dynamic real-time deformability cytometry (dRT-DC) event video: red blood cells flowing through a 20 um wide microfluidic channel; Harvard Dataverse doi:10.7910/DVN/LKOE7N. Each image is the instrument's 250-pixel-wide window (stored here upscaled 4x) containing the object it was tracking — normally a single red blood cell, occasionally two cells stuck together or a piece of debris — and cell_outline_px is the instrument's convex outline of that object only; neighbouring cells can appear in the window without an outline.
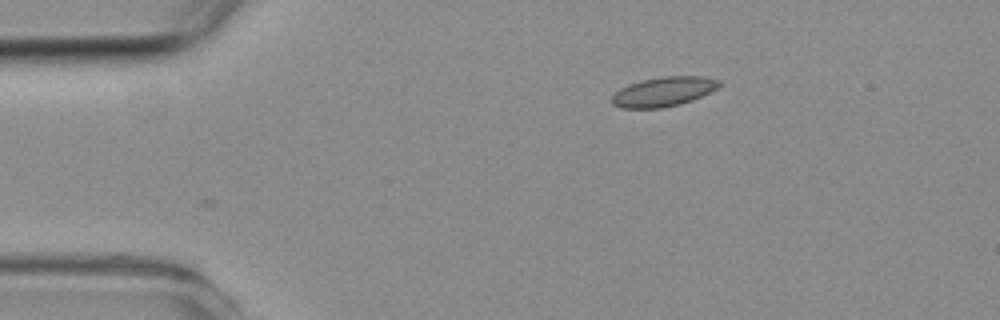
{"species": "common noctule bat (a hibernating species)", "species_latin": "Nyctalus noctula", "temperature_condition": "room temperature", "stored_images_in_passage": 5, "camera_frame_rate_fps": 3000, "um_per_image_px": 0.085, "animal": {"sex": "female", "body_mass_g": 19.3, "forearm_length_mm": 54.1}, "frame": {"image": 1, "passage_image": 1, "time_ms": 0.0, "image_size_px": [1000, 320], "cell_outline_px": [[724, 84], [692, 100], [680, 104], [664, 108], [620, 108], [612, 104], [612, 96], [620, 88], [628, 84], [644, 80], [664, 76], [704, 76], [720, 80]], "centroid_in_image_um": [56.41, 7.79], "position_along_channel_um": 28.6, "area_um2": 18.44}}
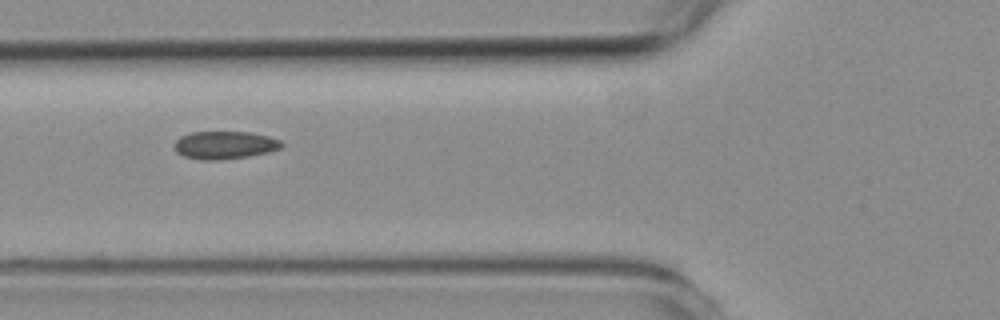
{"frame": {"image": 2, "passage_image": 4, "time_ms": 3.333, "image_size_px": [1000, 320], "cell_outline_px": [[284, 144], [280, 148], [268, 152], [248, 156], [220, 160], [204, 160], [184, 156], [176, 152], [172, 144], [180, 136], [192, 132], [252, 132], [268, 136], [280, 140]], "centroid_in_image_um": [19.07, 12.33], "position_along_channel_um": 106.7, "area_um2": 17.46}}
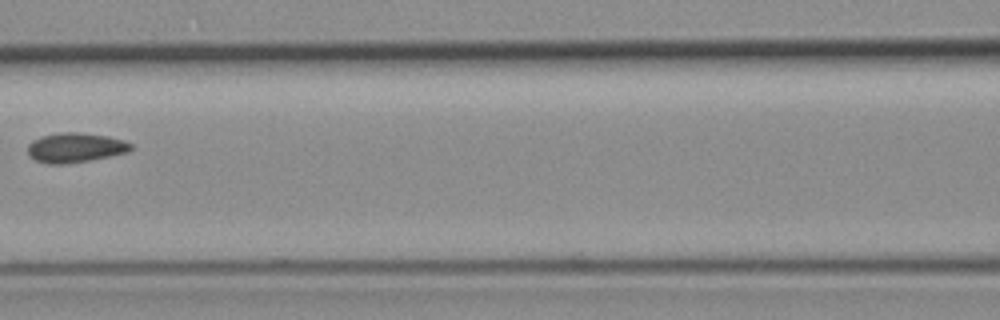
{"frame": {"image": 3, "passage_image": 5, "time_ms": 4.667, "image_size_px": [1000, 320], "cell_outline_px": [[132, 148], [128, 152], [88, 160], [64, 164], [48, 164], [36, 160], [28, 156], [28, 144], [32, 140], [40, 136], [56, 132], [80, 132], [108, 136], [124, 140], [132, 144]], "centroid_in_image_um": [6.36, 12.53], "position_along_channel_um": 160.2, "area_um2": 17.92}}